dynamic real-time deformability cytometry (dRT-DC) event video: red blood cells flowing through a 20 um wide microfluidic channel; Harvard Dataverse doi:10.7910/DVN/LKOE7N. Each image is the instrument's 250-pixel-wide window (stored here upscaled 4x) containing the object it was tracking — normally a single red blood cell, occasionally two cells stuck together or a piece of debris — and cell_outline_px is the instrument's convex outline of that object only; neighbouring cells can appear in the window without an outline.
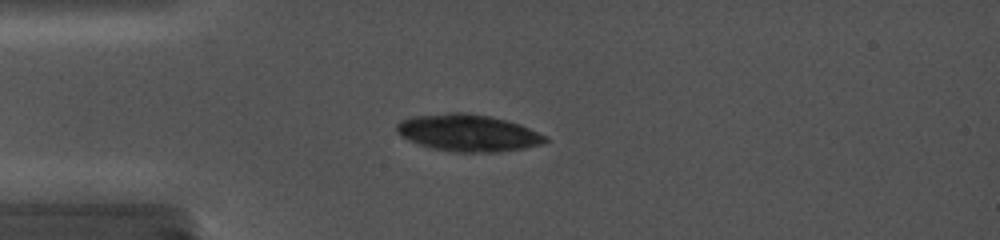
{"species": "common noctule bat (a hibernating species)", "species_latin": "Nyctalus noctula", "temperature_condition": "cold", "stored_images_in_passage": 1, "camera_frame_rate_fps": 5000, "um_per_image_px": 0.085, "animal": {"sex": "female", "body_mass_g": 19.0, "forearm_length_mm": 56.7}, "frame": {"image": 1, "passage_image": 1, "time_ms": 0.0, "image_size_px": [1000, 240], "cell_outline_px": [[548, 140], [544, 144], [524, 148], [496, 152], [452, 152], [432, 148], [408, 140], [400, 136], [396, 132], [396, 124], [400, 120], [412, 116], [448, 112], [468, 112], [492, 116], [508, 120], [520, 124], [548, 136]], "centroid_in_image_um": [39.79, 11.28], "position_along_channel_um": 45.2, "area_um2": 32.48}}